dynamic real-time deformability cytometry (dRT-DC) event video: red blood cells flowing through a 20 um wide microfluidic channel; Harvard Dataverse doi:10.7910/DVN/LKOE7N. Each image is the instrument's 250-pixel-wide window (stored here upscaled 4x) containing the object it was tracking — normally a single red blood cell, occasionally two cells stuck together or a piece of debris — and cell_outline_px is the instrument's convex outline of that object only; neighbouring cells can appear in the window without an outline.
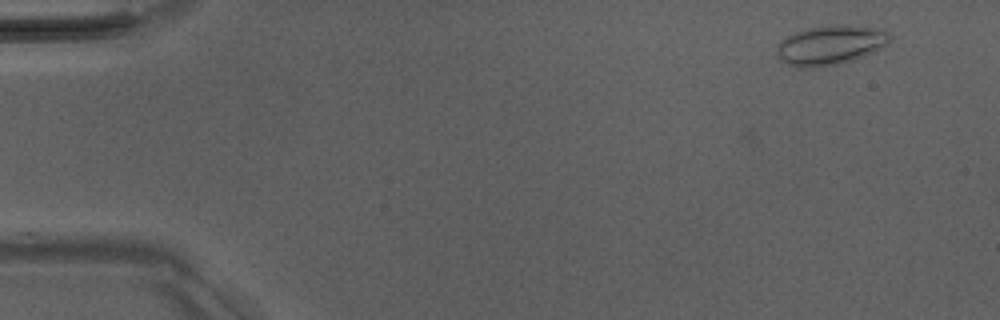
{"species": "Egyptian fruit bat (a non-hibernating species)", "species_latin": "Rousettus aegyptiacus", "temperature_condition": "room temperature", "stored_images_in_passage": 5, "camera_frame_rate_fps": 3000, "um_per_image_px": 0.085, "animal": {"sex": "male"}, "frame": {"image": 1, "passage_image": 5, "time_ms": 1.333, "image_size_px": [1000, 320], "cell_outline_px": [[888, 44], [876, 52], [852, 60], [836, 64], [812, 68], [800, 68], [788, 64], [780, 60], [776, 52], [776, 48], [788, 36], [796, 32], [808, 28], [828, 24], [844, 24], [872, 28], [888, 32]], "centroid_in_image_um": [70.57, 3.84], "position_along_channel_um": 14.4, "area_um2": 25.84}}